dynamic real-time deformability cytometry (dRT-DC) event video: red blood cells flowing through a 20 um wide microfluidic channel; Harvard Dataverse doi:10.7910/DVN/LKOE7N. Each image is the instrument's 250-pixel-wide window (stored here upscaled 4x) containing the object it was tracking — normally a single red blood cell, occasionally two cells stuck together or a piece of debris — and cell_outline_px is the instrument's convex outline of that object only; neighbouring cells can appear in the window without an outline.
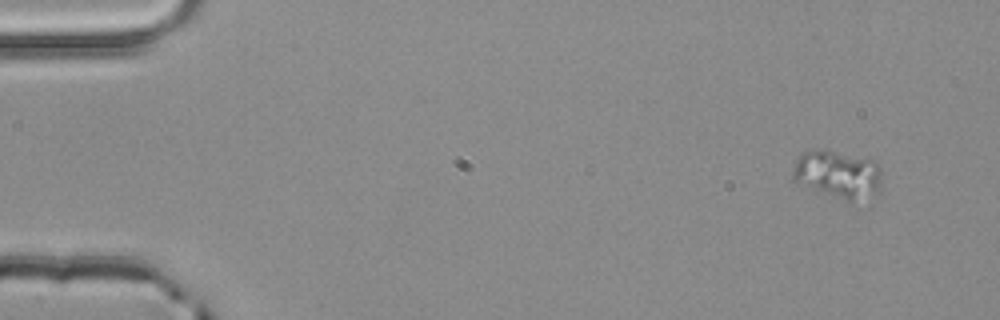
{"species": "common noctule bat (a hibernating species)", "species_latin": "Nyctalus noctula", "temperature_condition": "room temperature", "stored_images_in_passage": 4, "camera_frame_rate_fps": 3000, "um_per_image_px": 0.085, "animal": {"sex": "male", "body_mass_g": 20.4}, "frame": {"image": 1, "passage_image": 1, "time_ms": 0.0, "image_size_px": [1000, 320], "cell_outline_px": [[880, 184], [876, 188], [852, 200], [848, 200], [792, 180], [792, 172], [796, 160], [804, 152], [836, 152], [876, 160], [880, 168]], "centroid_in_image_um": [71.18, 14.75], "position_along_channel_um": 13.8, "area_um2": 22.89}}
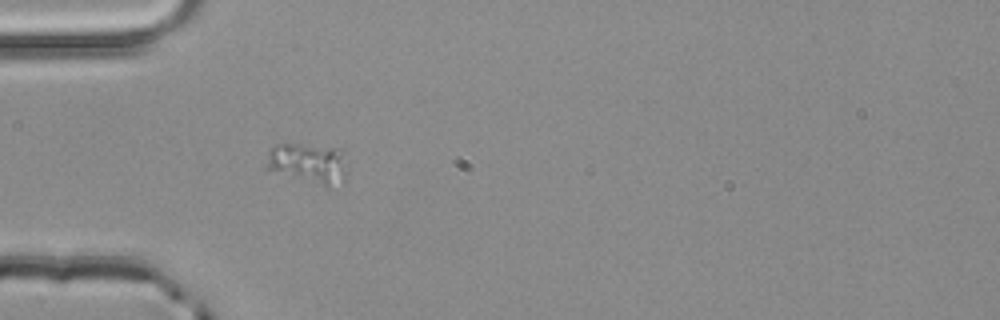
{"frame": {"image": 2, "passage_image": 4, "time_ms": 1.0, "image_size_px": [1000, 320], "cell_outline_px": [[344, 180], [328, 188], [264, 168], [268, 152], [276, 144], [300, 144], [340, 148], [344, 172]], "centroid_in_image_um": [26.14, 13.87], "position_along_channel_um": 58.9, "area_um2": 18.61}}